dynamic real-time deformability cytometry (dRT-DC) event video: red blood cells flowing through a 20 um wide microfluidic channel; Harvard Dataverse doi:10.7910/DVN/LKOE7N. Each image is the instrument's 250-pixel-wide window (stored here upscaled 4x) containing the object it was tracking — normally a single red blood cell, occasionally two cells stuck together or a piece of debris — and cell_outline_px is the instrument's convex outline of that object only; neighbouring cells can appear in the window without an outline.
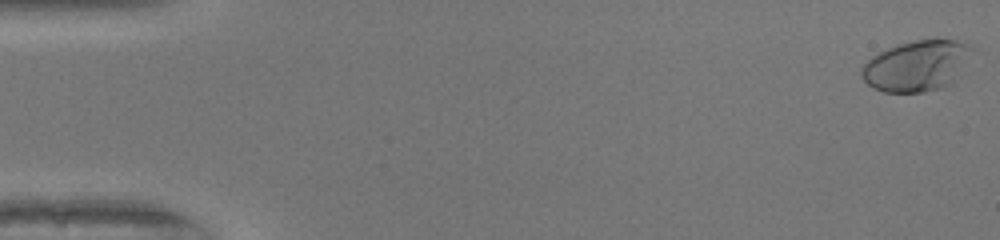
{"species": "human", "species_latin": "Homo sapiens", "temperature_condition": "warm", "stored_images_in_passage": 51, "camera_frame_rate_fps": 3000, "um_per_image_px": 0.085, "donor": {"sex": "female"}, "frame": {"image": 1, "passage_image": 1, "time_ms": 0.0, "image_size_px": [1000, 240], "cell_outline_px": [[972, 48], [952, 84], [940, 88], [924, 92], [884, 92], [872, 88], [860, 76], [860, 68], [872, 56], [896, 44], [936, 36], [956, 40], [968, 44]], "centroid_in_image_um": [77.87, 5.56], "position_along_channel_um": 7.1, "area_um2": 32.83}}
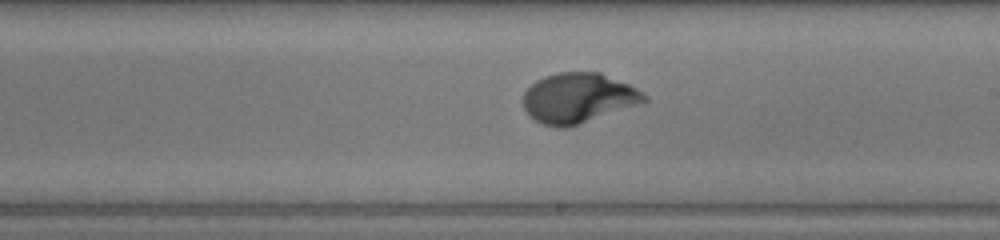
{"frame": {"image": 2, "passage_image": 30, "time_ms": 9.667, "image_size_px": [1000, 240], "cell_outline_px": [[648, 100], [640, 104], [568, 128], [560, 128], [544, 124], [536, 120], [524, 108], [524, 92], [536, 80], [544, 76], [560, 72], [600, 72], [628, 84], [636, 88], [648, 96]], "centroid_in_image_um": [49.17, 8.33], "position_along_channel_um": 239.8, "area_um2": 35.08}}
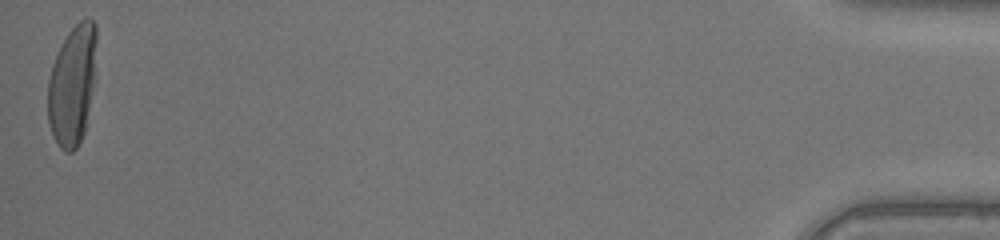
{"frame": {"image": 3, "passage_image": 51, "time_ms": 16.667, "image_size_px": [1000, 240], "cell_outline_px": [[96, 80], [84, 132], [76, 148], [72, 152], [64, 152], [60, 148], [52, 136], [48, 124], [48, 80], [52, 64], [68, 32], [80, 20], [92, 20], [96, 24]], "centroid_in_image_um": [6.16, 7.26], "position_along_channel_um": 429.0, "area_um2": 34.45}, "authors_computed_cell_mechanics": {"area_um2": 33.813, "velocity_mm_per_s": 4.1237, "shape_relaxation_time_tau1_ms": 3.5252, "shape_relaxation_time_tau2_ms": null, "deformation_change_tau1": 0.2466, "deformation_change_tau2": null}}